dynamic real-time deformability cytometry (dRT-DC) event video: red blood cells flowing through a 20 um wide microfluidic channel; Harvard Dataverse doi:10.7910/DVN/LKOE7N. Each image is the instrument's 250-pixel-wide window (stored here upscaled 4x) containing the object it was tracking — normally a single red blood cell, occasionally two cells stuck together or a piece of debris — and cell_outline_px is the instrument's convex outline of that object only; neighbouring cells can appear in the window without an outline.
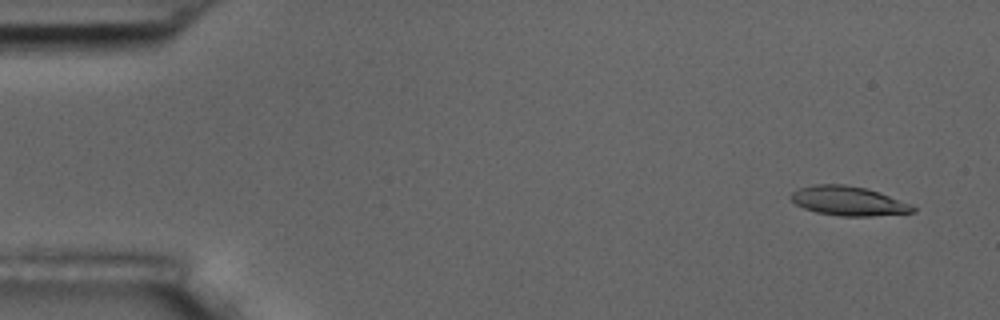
{"species": "common noctule bat (a hibernating species)", "species_latin": "Nyctalus noctula", "temperature_condition": "room temperature", "stored_images_in_passage": 5, "segment_of_instrument_passage": [1, 2], "camera_frame_rate_fps": 3000, "um_per_image_px": 0.085, "animal": {"sex": "male", "body_mass_g": 17.5, "forearm_length_mm": 52.3}, "frame": {"image": 1, "passage_image": 1, "time_ms": 0.0, "image_size_px": [1000, 320], "cell_outline_px": [[916, 212], [872, 216], [840, 216], [816, 212], [804, 208], [796, 204], [788, 196], [792, 192], [800, 188], [816, 184], [844, 184], [864, 188], [912, 204], [916, 208]], "centroid_in_image_um": [72.1, 17.09], "position_along_channel_um": 12.9, "area_um2": 20.63}}
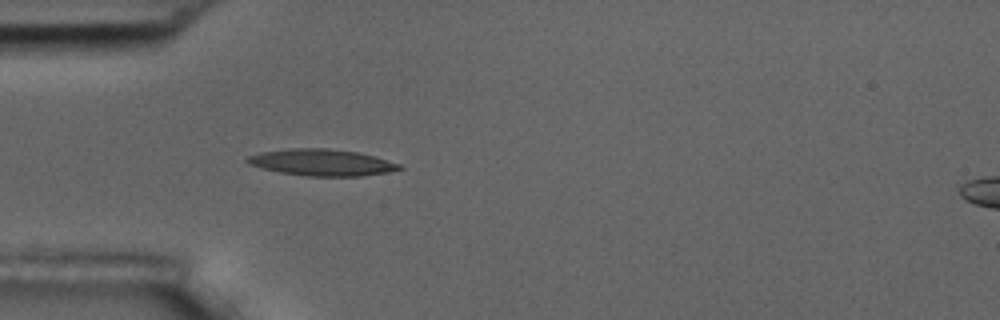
{"frame": {"image": 2, "passage_image": 4, "time_ms": 4.333, "image_size_px": [1000, 320], "cell_outline_px": [[404, 168], [388, 172], [360, 176], [308, 176], [280, 172], [248, 164], [244, 160], [248, 156], [260, 152], [292, 148], [328, 148], [356, 152], [372, 156], [400, 164]], "centroid_in_image_um": [27.32, 13.81], "position_along_channel_um": 57.7, "area_um2": 23.29}}